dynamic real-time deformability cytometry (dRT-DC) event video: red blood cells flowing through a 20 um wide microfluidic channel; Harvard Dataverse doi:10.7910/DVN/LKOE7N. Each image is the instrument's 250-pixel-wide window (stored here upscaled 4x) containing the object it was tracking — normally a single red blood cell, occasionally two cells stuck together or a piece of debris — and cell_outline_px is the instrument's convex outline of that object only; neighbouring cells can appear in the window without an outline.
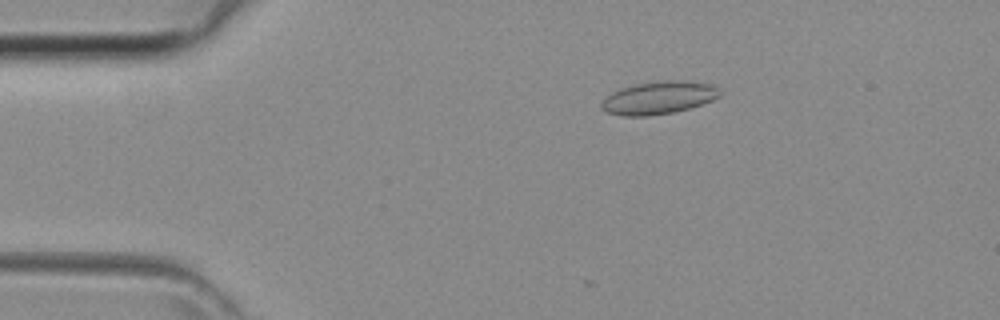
{"species": "common noctule bat (a hibernating species)", "species_latin": "Nyctalus noctula", "temperature_condition": "room temperature", "stored_images_in_passage": 6, "camera_frame_rate_fps": 3000, "um_per_image_px": 0.085, "animal": {"sex": "female", "body_mass_g": 29.2, "forearm_length_mm": 56.3}, "frame": {"image": 1, "passage_image": 6, "time_ms": 1.667, "image_size_px": [1000, 320], "cell_outline_px": [[720, 96], [712, 100], [688, 108], [672, 112], [648, 116], [624, 116], [608, 112], [600, 108], [600, 104], [612, 92], [620, 88], [636, 84], [664, 80], [676, 80], [712, 84], [720, 92]], "centroid_in_image_um": [55.96, 8.31], "position_along_channel_um": 29.0, "area_um2": 22.25}}